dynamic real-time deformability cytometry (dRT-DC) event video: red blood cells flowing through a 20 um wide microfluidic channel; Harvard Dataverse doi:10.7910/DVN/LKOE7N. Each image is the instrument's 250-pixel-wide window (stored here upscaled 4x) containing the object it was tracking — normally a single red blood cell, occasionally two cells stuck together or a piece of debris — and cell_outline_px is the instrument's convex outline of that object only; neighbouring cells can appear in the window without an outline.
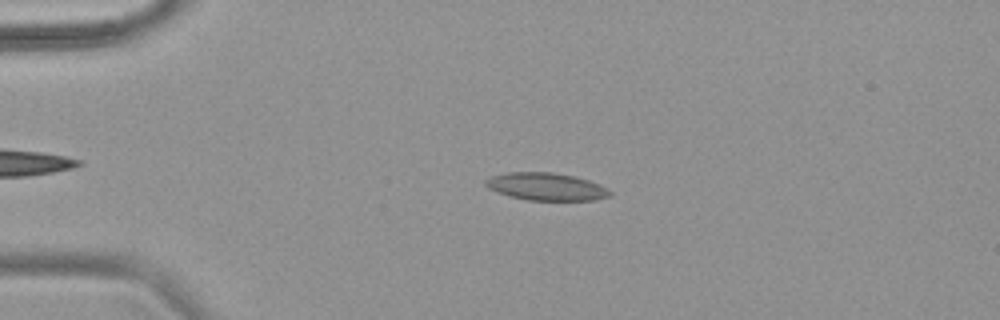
{"species": "common noctule bat (a hibernating species)", "species_latin": "Nyctalus noctula", "temperature_condition": "warm", "stored_images_in_passage": 48, "camera_frame_rate_fps": 3000, "um_per_image_px": 0.085, "animal": {"sex": "female", "body_mass_g": 18.4}, "frame": {"image": 1, "passage_image": 12, "time_ms": 3.667, "image_size_px": [1000, 320], "cell_outline_px": [[612, 192], [608, 196], [592, 200], [528, 200], [512, 196], [488, 188], [484, 184], [484, 180], [492, 176], [508, 172], [552, 172], [576, 176], [588, 180], [608, 188]], "centroid_in_image_um": [46.43, 15.85], "position_along_channel_um": 38.6, "area_um2": 19.77}}
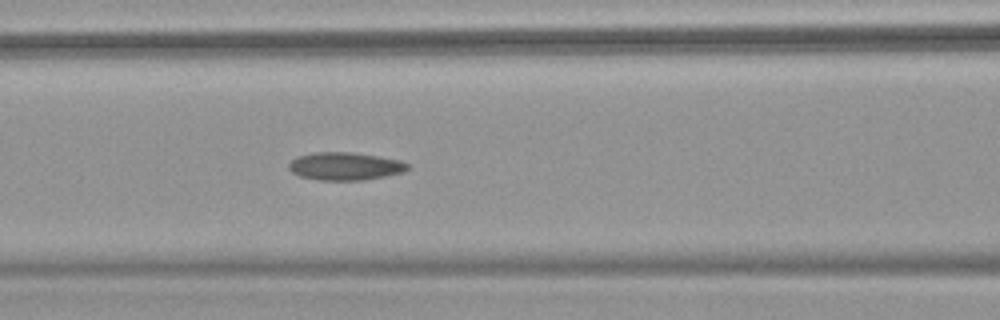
{"frame": {"image": 2, "passage_image": 23, "time_ms": 7.333, "image_size_px": [1000, 320], "cell_outline_px": [[412, 168], [404, 172], [364, 180], [320, 180], [300, 176], [292, 172], [288, 168], [288, 164], [292, 160], [300, 156], [316, 152], [352, 152], [400, 160], [408, 164]], "centroid_in_image_um": [29.36, 14.13], "position_along_channel_um": 137.2, "area_um2": 19.19}}
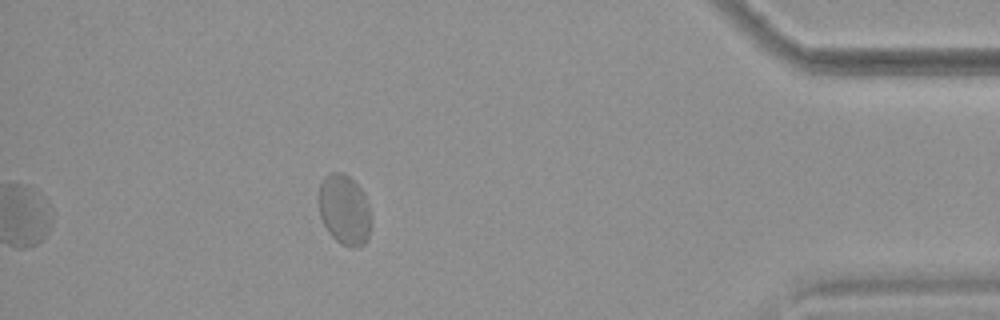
{"frame": {"image": 3, "passage_image": 48, "time_ms": 15.667, "image_size_px": [1000, 320], "cell_outline_px": [[372, 216], [368, 236], [364, 244], [356, 248], [352, 248], [340, 244], [328, 232], [320, 216], [320, 184], [324, 176], [332, 172], [340, 172], [348, 176], [364, 192]], "centroid_in_image_um": [29.29, 17.85], "position_along_channel_um": 405.9, "area_um2": 21.44}, "authors_computed_cell_mechanics": {"area_um2": 19.9121, "velocity_mm_per_s": 3.7456, "shape_relaxation_time_tau1_ms": null, "shape_relaxation_time_tau2_ms": 1.3313, "deformation_change_tau1": null, "deformation_change_tau2": 0.0531}}